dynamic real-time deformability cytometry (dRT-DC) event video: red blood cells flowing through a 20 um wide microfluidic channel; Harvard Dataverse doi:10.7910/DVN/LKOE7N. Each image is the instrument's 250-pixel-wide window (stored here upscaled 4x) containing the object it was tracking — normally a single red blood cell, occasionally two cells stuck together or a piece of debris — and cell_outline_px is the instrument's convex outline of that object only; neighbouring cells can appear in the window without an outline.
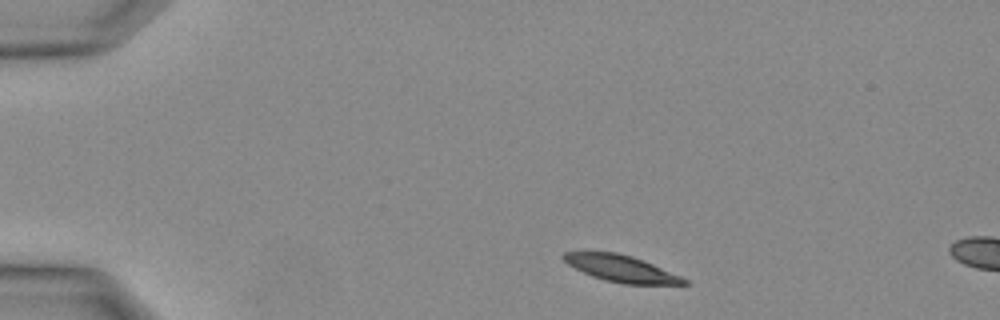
{"species": "Egyptian fruit bat (a non-hibernating species)", "species_latin": "Rousettus aegyptiacus", "temperature_condition": "warm", "stored_images_in_passage": 4, "camera_frame_rate_fps": 3000, "um_per_image_px": 0.085, "animal": {"sex": "female"}, "frame": {"image": 1, "passage_image": 1, "time_ms": 0.0, "image_size_px": [1000, 320], "cell_outline_px": [[688, 284], [624, 284], [604, 280], [592, 276], [568, 264], [560, 256], [564, 252], [616, 252], [632, 256], [652, 264], [680, 276], [688, 280]], "centroid_in_image_um": [52.78, 22.82], "position_along_channel_um": 32.2, "area_um2": 18.38}}